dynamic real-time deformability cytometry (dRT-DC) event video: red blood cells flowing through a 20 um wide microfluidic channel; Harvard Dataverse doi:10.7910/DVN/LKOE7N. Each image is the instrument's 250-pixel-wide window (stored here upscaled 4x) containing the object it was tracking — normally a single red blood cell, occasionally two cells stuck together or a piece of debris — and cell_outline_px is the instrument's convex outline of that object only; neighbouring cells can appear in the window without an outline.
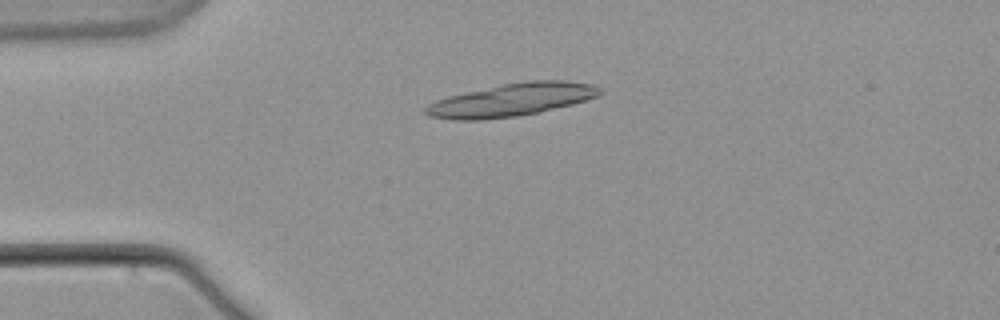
{"species": "common noctule bat (a hibernating species)", "species_latin": "Nyctalus noctula", "temperature_condition": "warm", "stored_images_in_passage": 6, "camera_frame_rate_fps": 3000, "um_per_image_px": 0.085, "animal": {"sex": "male", "body_mass_g": 21.5, "forearm_length_mm": 52.0}, "frame": {"image": 1, "passage_image": 5, "time_ms": 4.667, "image_size_px": [1000, 320], "cell_outline_px": [[604, 92], [600, 96], [572, 104], [540, 112], [516, 116], [480, 120], [452, 120], [428, 116], [424, 112], [424, 108], [428, 104], [436, 100], [448, 96], [504, 84], [528, 80], [568, 80], [596, 84]], "centroid_in_image_um": [43.54, 8.48], "position_along_channel_um": 41.5, "area_um2": 33.52}}